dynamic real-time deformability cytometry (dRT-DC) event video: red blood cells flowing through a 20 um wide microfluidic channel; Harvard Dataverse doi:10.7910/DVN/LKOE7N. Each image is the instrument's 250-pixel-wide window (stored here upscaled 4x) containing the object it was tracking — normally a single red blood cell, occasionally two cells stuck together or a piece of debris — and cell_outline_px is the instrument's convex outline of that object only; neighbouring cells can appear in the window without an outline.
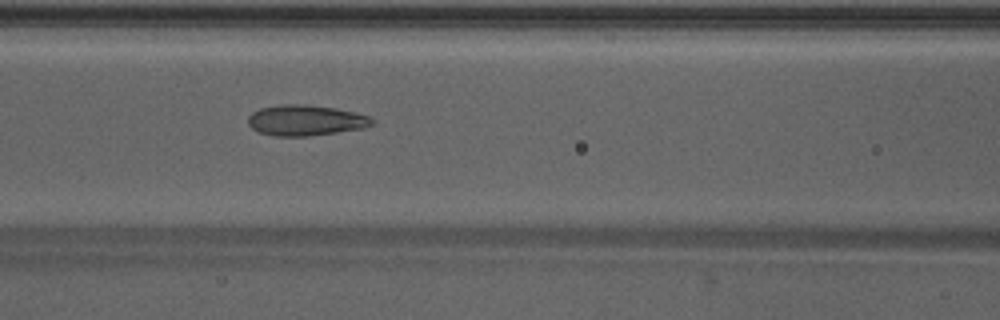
{"species": "Egyptian fruit bat (a non-hibernating species)", "species_latin": "Rousettus aegyptiacus", "temperature_condition": "warm", "stored_images_in_passage": 35, "camera_frame_rate_fps": 3000, "um_per_image_px": 0.085, "animal": {"sex": "male"}, "frame": {"image": 1, "passage_image": 13, "time_ms": 4.0, "image_size_px": [1000, 320], "cell_outline_px": [[376, 120], [372, 124], [364, 128], [308, 136], [276, 136], [260, 132], [252, 128], [248, 124], [248, 116], [252, 112], [260, 108], [284, 104], [304, 104], [336, 108], [368, 116]], "centroid_in_image_um": [25.96, 10.22], "position_along_channel_um": 140.6, "area_um2": 22.02}}
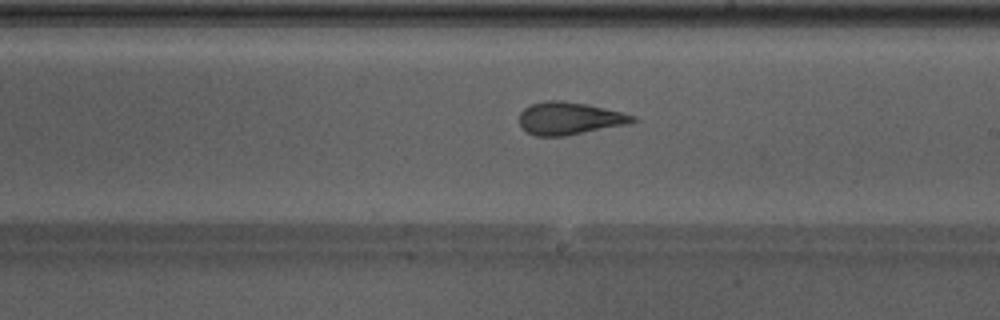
{"frame": {"image": 2, "passage_image": 20, "time_ms": 6.333, "image_size_px": [1000, 320], "cell_outline_px": [[636, 120], [632, 124], [564, 136], [536, 136], [528, 132], [520, 124], [520, 112], [524, 108], [532, 104], [548, 100], [560, 100], [584, 104], [620, 112], [632, 116]], "centroid_in_image_um": [48.39, 10.07], "position_along_channel_um": 240.6, "area_um2": 21.21}}
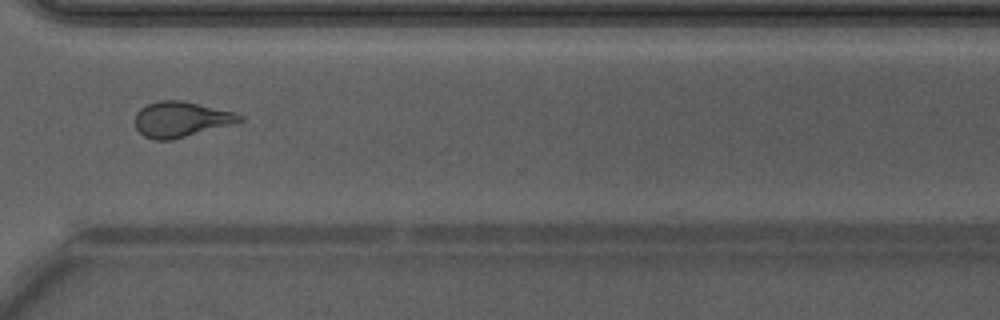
{"frame": {"image": 3, "passage_image": 28, "time_ms": 9.0, "image_size_px": [1000, 320], "cell_outline_px": [[244, 120], [236, 124], [172, 140], [156, 140], [144, 136], [136, 128], [136, 112], [140, 108], [148, 104], [160, 100], [184, 100], [236, 112], [244, 116]], "centroid_in_image_um": [15.45, 10.14], "position_along_channel_um": 355.1, "area_um2": 21.96}, "authors_computed_cell_mechanics": {"area_um2": 21.6172, "velocity_mm_per_s": 4.2996, "shape_relaxation_time_tau1_ms": 6.1604, "shape_relaxation_time_tau2_ms": 1.4938, "deformation_change_tau1": 0.1824, "deformation_change_tau2": 0.0992}}